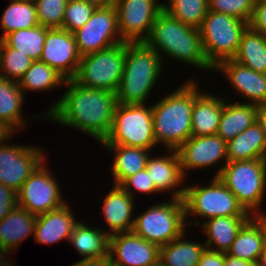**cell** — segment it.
<instances>
[{"label": "cell", "instance_id": "1", "mask_svg": "<svg viewBox=\"0 0 266 266\" xmlns=\"http://www.w3.org/2000/svg\"><path fill=\"white\" fill-rule=\"evenodd\" d=\"M64 85L68 90L42 116L76 128L101 143L112 128L118 104L116 93L86 88L73 79L66 80Z\"/></svg>", "mask_w": 266, "mask_h": 266}, {"label": "cell", "instance_id": "2", "mask_svg": "<svg viewBox=\"0 0 266 266\" xmlns=\"http://www.w3.org/2000/svg\"><path fill=\"white\" fill-rule=\"evenodd\" d=\"M144 43L160 56L163 52L193 67L214 70L205 56L199 29L185 25L164 10L156 18Z\"/></svg>", "mask_w": 266, "mask_h": 266}, {"label": "cell", "instance_id": "3", "mask_svg": "<svg viewBox=\"0 0 266 266\" xmlns=\"http://www.w3.org/2000/svg\"><path fill=\"white\" fill-rule=\"evenodd\" d=\"M180 86L151 105L154 139L166 149L177 150L192 136L191 113L195 101V80Z\"/></svg>", "mask_w": 266, "mask_h": 266}, {"label": "cell", "instance_id": "4", "mask_svg": "<svg viewBox=\"0 0 266 266\" xmlns=\"http://www.w3.org/2000/svg\"><path fill=\"white\" fill-rule=\"evenodd\" d=\"M162 57L144 42H125V61L119 87L118 104H145L161 75Z\"/></svg>", "mask_w": 266, "mask_h": 266}, {"label": "cell", "instance_id": "5", "mask_svg": "<svg viewBox=\"0 0 266 266\" xmlns=\"http://www.w3.org/2000/svg\"><path fill=\"white\" fill-rule=\"evenodd\" d=\"M218 178L246 212L266 216L260 210L266 193V159L227 162Z\"/></svg>", "mask_w": 266, "mask_h": 266}, {"label": "cell", "instance_id": "6", "mask_svg": "<svg viewBox=\"0 0 266 266\" xmlns=\"http://www.w3.org/2000/svg\"><path fill=\"white\" fill-rule=\"evenodd\" d=\"M248 26V22L234 16L207 11L199 33L207 61L214 68L223 60L233 59Z\"/></svg>", "mask_w": 266, "mask_h": 266}, {"label": "cell", "instance_id": "7", "mask_svg": "<svg viewBox=\"0 0 266 266\" xmlns=\"http://www.w3.org/2000/svg\"><path fill=\"white\" fill-rule=\"evenodd\" d=\"M183 199L151 205L135 217L132 232L159 247L178 238L186 230L187 222Z\"/></svg>", "mask_w": 266, "mask_h": 266}, {"label": "cell", "instance_id": "8", "mask_svg": "<svg viewBox=\"0 0 266 266\" xmlns=\"http://www.w3.org/2000/svg\"><path fill=\"white\" fill-rule=\"evenodd\" d=\"M101 145H123L151 150L154 139L152 109L146 104H117L109 135Z\"/></svg>", "mask_w": 266, "mask_h": 266}, {"label": "cell", "instance_id": "9", "mask_svg": "<svg viewBox=\"0 0 266 266\" xmlns=\"http://www.w3.org/2000/svg\"><path fill=\"white\" fill-rule=\"evenodd\" d=\"M125 61V42L81 56L73 80L86 88L117 91Z\"/></svg>", "mask_w": 266, "mask_h": 266}, {"label": "cell", "instance_id": "10", "mask_svg": "<svg viewBox=\"0 0 266 266\" xmlns=\"http://www.w3.org/2000/svg\"><path fill=\"white\" fill-rule=\"evenodd\" d=\"M207 186L185 187L183 202L185 217L200 215L207 219L228 216H252L238 203L236 196L220 181L211 178Z\"/></svg>", "mask_w": 266, "mask_h": 266}, {"label": "cell", "instance_id": "11", "mask_svg": "<svg viewBox=\"0 0 266 266\" xmlns=\"http://www.w3.org/2000/svg\"><path fill=\"white\" fill-rule=\"evenodd\" d=\"M43 161L17 192V206L38 216L63 206L61 189ZM53 175V176H52Z\"/></svg>", "mask_w": 266, "mask_h": 266}, {"label": "cell", "instance_id": "12", "mask_svg": "<svg viewBox=\"0 0 266 266\" xmlns=\"http://www.w3.org/2000/svg\"><path fill=\"white\" fill-rule=\"evenodd\" d=\"M73 35L81 56L124 42L118 31L115 6L97 7L90 19Z\"/></svg>", "mask_w": 266, "mask_h": 266}, {"label": "cell", "instance_id": "13", "mask_svg": "<svg viewBox=\"0 0 266 266\" xmlns=\"http://www.w3.org/2000/svg\"><path fill=\"white\" fill-rule=\"evenodd\" d=\"M159 0H117L118 31L124 42H144L164 10Z\"/></svg>", "mask_w": 266, "mask_h": 266}, {"label": "cell", "instance_id": "14", "mask_svg": "<svg viewBox=\"0 0 266 266\" xmlns=\"http://www.w3.org/2000/svg\"><path fill=\"white\" fill-rule=\"evenodd\" d=\"M45 157L39 147L1 144L0 184L18 192Z\"/></svg>", "mask_w": 266, "mask_h": 266}, {"label": "cell", "instance_id": "15", "mask_svg": "<svg viewBox=\"0 0 266 266\" xmlns=\"http://www.w3.org/2000/svg\"><path fill=\"white\" fill-rule=\"evenodd\" d=\"M181 170L184 177L187 176L186 171L189 169L197 170L200 168L215 166L217 162L224 159L222 166L215 172L214 177H218L222 168L227 163L226 142L217 134L208 136H191L177 150Z\"/></svg>", "mask_w": 266, "mask_h": 266}, {"label": "cell", "instance_id": "16", "mask_svg": "<svg viewBox=\"0 0 266 266\" xmlns=\"http://www.w3.org/2000/svg\"><path fill=\"white\" fill-rule=\"evenodd\" d=\"M81 55L73 33L62 28H49L40 61L54 68L66 80L77 73Z\"/></svg>", "mask_w": 266, "mask_h": 266}, {"label": "cell", "instance_id": "17", "mask_svg": "<svg viewBox=\"0 0 266 266\" xmlns=\"http://www.w3.org/2000/svg\"><path fill=\"white\" fill-rule=\"evenodd\" d=\"M160 247L135 233L110 235L109 257L114 266H152L159 261Z\"/></svg>", "mask_w": 266, "mask_h": 266}, {"label": "cell", "instance_id": "18", "mask_svg": "<svg viewBox=\"0 0 266 266\" xmlns=\"http://www.w3.org/2000/svg\"><path fill=\"white\" fill-rule=\"evenodd\" d=\"M213 71L225 74L230 85L249 103L266 104V73L253 71L233 59L221 61Z\"/></svg>", "mask_w": 266, "mask_h": 266}, {"label": "cell", "instance_id": "19", "mask_svg": "<svg viewBox=\"0 0 266 266\" xmlns=\"http://www.w3.org/2000/svg\"><path fill=\"white\" fill-rule=\"evenodd\" d=\"M167 151H169V155L162 157L149 155L145 169L158 193L169 191L170 194L171 190L172 199H183L185 187L182 188L180 184L184 183L185 177L181 170L179 156L176 150L167 149Z\"/></svg>", "mask_w": 266, "mask_h": 266}, {"label": "cell", "instance_id": "20", "mask_svg": "<svg viewBox=\"0 0 266 266\" xmlns=\"http://www.w3.org/2000/svg\"><path fill=\"white\" fill-rule=\"evenodd\" d=\"M78 222L68 203H65L60 208L37 216L34 239L40 244H54L61 240L69 241Z\"/></svg>", "mask_w": 266, "mask_h": 266}, {"label": "cell", "instance_id": "21", "mask_svg": "<svg viewBox=\"0 0 266 266\" xmlns=\"http://www.w3.org/2000/svg\"><path fill=\"white\" fill-rule=\"evenodd\" d=\"M197 81L195 82V101L192 107L193 137L215 135L221 120L224 99L212 93L201 92Z\"/></svg>", "mask_w": 266, "mask_h": 266}, {"label": "cell", "instance_id": "22", "mask_svg": "<svg viewBox=\"0 0 266 266\" xmlns=\"http://www.w3.org/2000/svg\"><path fill=\"white\" fill-rule=\"evenodd\" d=\"M134 197L120 185H114L103 199V216L109 227L110 235L131 232L134 225Z\"/></svg>", "mask_w": 266, "mask_h": 266}, {"label": "cell", "instance_id": "23", "mask_svg": "<svg viewBox=\"0 0 266 266\" xmlns=\"http://www.w3.org/2000/svg\"><path fill=\"white\" fill-rule=\"evenodd\" d=\"M265 244L266 216H252L238 232L226 254L257 263Z\"/></svg>", "mask_w": 266, "mask_h": 266}, {"label": "cell", "instance_id": "24", "mask_svg": "<svg viewBox=\"0 0 266 266\" xmlns=\"http://www.w3.org/2000/svg\"><path fill=\"white\" fill-rule=\"evenodd\" d=\"M252 216H228V217H213L207 219V221H195V225L203 227V233L207 235V240L204 242L207 249L211 251H218L226 253L232 245L238 232L241 230L243 225ZM212 244L215 248H212Z\"/></svg>", "mask_w": 266, "mask_h": 266}, {"label": "cell", "instance_id": "25", "mask_svg": "<svg viewBox=\"0 0 266 266\" xmlns=\"http://www.w3.org/2000/svg\"><path fill=\"white\" fill-rule=\"evenodd\" d=\"M37 216L16 206L0 220V248L12 251L31 234L34 235ZM15 248V249H14Z\"/></svg>", "mask_w": 266, "mask_h": 266}, {"label": "cell", "instance_id": "26", "mask_svg": "<svg viewBox=\"0 0 266 266\" xmlns=\"http://www.w3.org/2000/svg\"><path fill=\"white\" fill-rule=\"evenodd\" d=\"M257 105L252 103H229L224 98V106L217 135L226 143L256 121Z\"/></svg>", "mask_w": 266, "mask_h": 266}, {"label": "cell", "instance_id": "27", "mask_svg": "<svg viewBox=\"0 0 266 266\" xmlns=\"http://www.w3.org/2000/svg\"><path fill=\"white\" fill-rule=\"evenodd\" d=\"M227 162L266 159L265 134L255 121L245 131L226 143Z\"/></svg>", "mask_w": 266, "mask_h": 266}, {"label": "cell", "instance_id": "28", "mask_svg": "<svg viewBox=\"0 0 266 266\" xmlns=\"http://www.w3.org/2000/svg\"><path fill=\"white\" fill-rule=\"evenodd\" d=\"M114 152L111 174L114 185H120L127 177L146 168L150 150L123 145H102Z\"/></svg>", "mask_w": 266, "mask_h": 266}, {"label": "cell", "instance_id": "29", "mask_svg": "<svg viewBox=\"0 0 266 266\" xmlns=\"http://www.w3.org/2000/svg\"><path fill=\"white\" fill-rule=\"evenodd\" d=\"M109 239L107 231L79 221L68 242L84 257L83 259H91L109 256Z\"/></svg>", "mask_w": 266, "mask_h": 266}, {"label": "cell", "instance_id": "30", "mask_svg": "<svg viewBox=\"0 0 266 266\" xmlns=\"http://www.w3.org/2000/svg\"><path fill=\"white\" fill-rule=\"evenodd\" d=\"M185 233L160 247L159 260L165 266H197L207 247L205 243L185 240Z\"/></svg>", "mask_w": 266, "mask_h": 266}, {"label": "cell", "instance_id": "31", "mask_svg": "<svg viewBox=\"0 0 266 266\" xmlns=\"http://www.w3.org/2000/svg\"><path fill=\"white\" fill-rule=\"evenodd\" d=\"M233 60L253 71L266 73V36L248 26Z\"/></svg>", "mask_w": 266, "mask_h": 266}, {"label": "cell", "instance_id": "32", "mask_svg": "<svg viewBox=\"0 0 266 266\" xmlns=\"http://www.w3.org/2000/svg\"><path fill=\"white\" fill-rule=\"evenodd\" d=\"M24 93L18 82L0 76V120H4L15 130L24 128L26 122L22 116ZM23 117V118H22Z\"/></svg>", "mask_w": 266, "mask_h": 266}, {"label": "cell", "instance_id": "33", "mask_svg": "<svg viewBox=\"0 0 266 266\" xmlns=\"http://www.w3.org/2000/svg\"><path fill=\"white\" fill-rule=\"evenodd\" d=\"M37 25L39 22L34 0H10L1 17L0 27L3 33L0 40L14 31Z\"/></svg>", "mask_w": 266, "mask_h": 266}, {"label": "cell", "instance_id": "34", "mask_svg": "<svg viewBox=\"0 0 266 266\" xmlns=\"http://www.w3.org/2000/svg\"><path fill=\"white\" fill-rule=\"evenodd\" d=\"M66 79L46 63L33 61L24 76L18 82L23 93L25 91L47 92L58 86H64Z\"/></svg>", "mask_w": 266, "mask_h": 266}, {"label": "cell", "instance_id": "35", "mask_svg": "<svg viewBox=\"0 0 266 266\" xmlns=\"http://www.w3.org/2000/svg\"><path fill=\"white\" fill-rule=\"evenodd\" d=\"M48 29L39 24L33 28L14 31L2 41L10 48L28 55L32 60H40Z\"/></svg>", "mask_w": 266, "mask_h": 266}, {"label": "cell", "instance_id": "36", "mask_svg": "<svg viewBox=\"0 0 266 266\" xmlns=\"http://www.w3.org/2000/svg\"><path fill=\"white\" fill-rule=\"evenodd\" d=\"M163 7L173 18L199 29L208 11V0H168Z\"/></svg>", "mask_w": 266, "mask_h": 266}, {"label": "cell", "instance_id": "37", "mask_svg": "<svg viewBox=\"0 0 266 266\" xmlns=\"http://www.w3.org/2000/svg\"><path fill=\"white\" fill-rule=\"evenodd\" d=\"M34 60L19 50L10 48L2 40L0 44V76L19 82Z\"/></svg>", "mask_w": 266, "mask_h": 266}, {"label": "cell", "instance_id": "38", "mask_svg": "<svg viewBox=\"0 0 266 266\" xmlns=\"http://www.w3.org/2000/svg\"><path fill=\"white\" fill-rule=\"evenodd\" d=\"M69 0H34L40 25L48 28H62L65 8Z\"/></svg>", "mask_w": 266, "mask_h": 266}, {"label": "cell", "instance_id": "39", "mask_svg": "<svg viewBox=\"0 0 266 266\" xmlns=\"http://www.w3.org/2000/svg\"><path fill=\"white\" fill-rule=\"evenodd\" d=\"M96 7L84 0H69L65 8L62 29L73 33L91 17Z\"/></svg>", "mask_w": 266, "mask_h": 266}, {"label": "cell", "instance_id": "40", "mask_svg": "<svg viewBox=\"0 0 266 266\" xmlns=\"http://www.w3.org/2000/svg\"><path fill=\"white\" fill-rule=\"evenodd\" d=\"M255 3L253 0H208V10L234 16L250 23Z\"/></svg>", "mask_w": 266, "mask_h": 266}, {"label": "cell", "instance_id": "41", "mask_svg": "<svg viewBox=\"0 0 266 266\" xmlns=\"http://www.w3.org/2000/svg\"><path fill=\"white\" fill-rule=\"evenodd\" d=\"M120 186L129 193L132 197L133 192H141L146 194H152L158 192L154 182L151 180L150 175L147 173V170L137 172L134 175L127 177ZM133 190V191H131ZM135 190V191H134Z\"/></svg>", "mask_w": 266, "mask_h": 266}, {"label": "cell", "instance_id": "42", "mask_svg": "<svg viewBox=\"0 0 266 266\" xmlns=\"http://www.w3.org/2000/svg\"><path fill=\"white\" fill-rule=\"evenodd\" d=\"M17 206V192L0 184V220L5 218Z\"/></svg>", "mask_w": 266, "mask_h": 266}, {"label": "cell", "instance_id": "43", "mask_svg": "<svg viewBox=\"0 0 266 266\" xmlns=\"http://www.w3.org/2000/svg\"><path fill=\"white\" fill-rule=\"evenodd\" d=\"M249 26L266 36V0L255 4L252 19Z\"/></svg>", "mask_w": 266, "mask_h": 266}, {"label": "cell", "instance_id": "44", "mask_svg": "<svg viewBox=\"0 0 266 266\" xmlns=\"http://www.w3.org/2000/svg\"><path fill=\"white\" fill-rule=\"evenodd\" d=\"M197 266H224V252L206 249Z\"/></svg>", "mask_w": 266, "mask_h": 266}, {"label": "cell", "instance_id": "45", "mask_svg": "<svg viewBox=\"0 0 266 266\" xmlns=\"http://www.w3.org/2000/svg\"><path fill=\"white\" fill-rule=\"evenodd\" d=\"M111 260L109 256L91 259H81L77 263L71 266H111Z\"/></svg>", "mask_w": 266, "mask_h": 266}, {"label": "cell", "instance_id": "46", "mask_svg": "<svg viewBox=\"0 0 266 266\" xmlns=\"http://www.w3.org/2000/svg\"><path fill=\"white\" fill-rule=\"evenodd\" d=\"M11 125H9L4 120H0V145L4 144L5 141L13 135V133H17Z\"/></svg>", "mask_w": 266, "mask_h": 266}, {"label": "cell", "instance_id": "47", "mask_svg": "<svg viewBox=\"0 0 266 266\" xmlns=\"http://www.w3.org/2000/svg\"><path fill=\"white\" fill-rule=\"evenodd\" d=\"M224 266H257V263L235 258L224 253Z\"/></svg>", "mask_w": 266, "mask_h": 266}, {"label": "cell", "instance_id": "48", "mask_svg": "<svg viewBox=\"0 0 266 266\" xmlns=\"http://www.w3.org/2000/svg\"><path fill=\"white\" fill-rule=\"evenodd\" d=\"M256 122L264 132L266 138V104L257 105Z\"/></svg>", "mask_w": 266, "mask_h": 266}, {"label": "cell", "instance_id": "49", "mask_svg": "<svg viewBox=\"0 0 266 266\" xmlns=\"http://www.w3.org/2000/svg\"><path fill=\"white\" fill-rule=\"evenodd\" d=\"M97 7L115 6L117 0H84Z\"/></svg>", "mask_w": 266, "mask_h": 266}, {"label": "cell", "instance_id": "50", "mask_svg": "<svg viewBox=\"0 0 266 266\" xmlns=\"http://www.w3.org/2000/svg\"><path fill=\"white\" fill-rule=\"evenodd\" d=\"M12 253V251L1 249L0 248V266H13L10 263L9 258H7L9 253ZM7 255V256H6ZM8 259V260H7Z\"/></svg>", "mask_w": 266, "mask_h": 266}, {"label": "cell", "instance_id": "51", "mask_svg": "<svg viewBox=\"0 0 266 266\" xmlns=\"http://www.w3.org/2000/svg\"><path fill=\"white\" fill-rule=\"evenodd\" d=\"M257 266H266V244L264 246L263 251L261 252L259 256Z\"/></svg>", "mask_w": 266, "mask_h": 266}, {"label": "cell", "instance_id": "52", "mask_svg": "<svg viewBox=\"0 0 266 266\" xmlns=\"http://www.w3.org/2000/svg\"><path fill=\"white\" fill-rule=\"evenodd\" d=\"M152 266H165L160 260Z\"/></svg>", "mask_w": 266, "mask_h": 266}, {"label": "cell", "instance_id": "53", "mask_svg": "<svg viewBox=\"0 0 266 266\" xmlns=\"http://www.w3.org/2000/svg\"><path fill=\"white\" fill-rule=\"evenodd\" d=\"M253 1H254L255 4H258V3L262 2V1H265V0H253Z\"/></svg>", "mask_w": 266, "mask_h": 266}]
</instances>
